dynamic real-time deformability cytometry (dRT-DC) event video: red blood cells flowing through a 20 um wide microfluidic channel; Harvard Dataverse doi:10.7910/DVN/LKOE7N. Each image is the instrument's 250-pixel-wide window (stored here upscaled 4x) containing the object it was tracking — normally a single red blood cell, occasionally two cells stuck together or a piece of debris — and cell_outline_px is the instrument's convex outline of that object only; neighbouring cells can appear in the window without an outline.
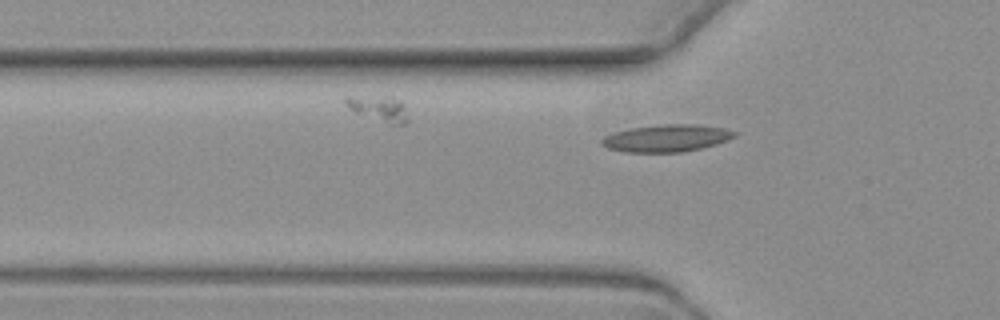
{"species": "common noctule bat (a hibernating species)", "species_latin": "Nyctalus noctula", "temperature_condition": "warm", "stored_images_in_passage": 6, "camera_frame_rate_fps": 3000, "um_per_image_px": 0.085, "animal": {"sex": "female", "body_mass_g": 19.3, "forearm_length_mm": 54.1}, "frame": {"image": 1, "passage_image": 6, "time_ms": 6.0, "image_size_px": [1000, 320], "cell_outline_px": [[736, 136], [728, 140], [716, 144], [700, 148], [680, 152], [624, 152], [608, 148], [600, 144], [600, 140], [604, 136], [616, 132], [632, 128], [664, 124], [696, 124], [724, 128], [736, 132]], "centroid_in_image_um": [56.65, 11.74], "position_along_channel_um": 69.1, "area_um2": 20.92}}